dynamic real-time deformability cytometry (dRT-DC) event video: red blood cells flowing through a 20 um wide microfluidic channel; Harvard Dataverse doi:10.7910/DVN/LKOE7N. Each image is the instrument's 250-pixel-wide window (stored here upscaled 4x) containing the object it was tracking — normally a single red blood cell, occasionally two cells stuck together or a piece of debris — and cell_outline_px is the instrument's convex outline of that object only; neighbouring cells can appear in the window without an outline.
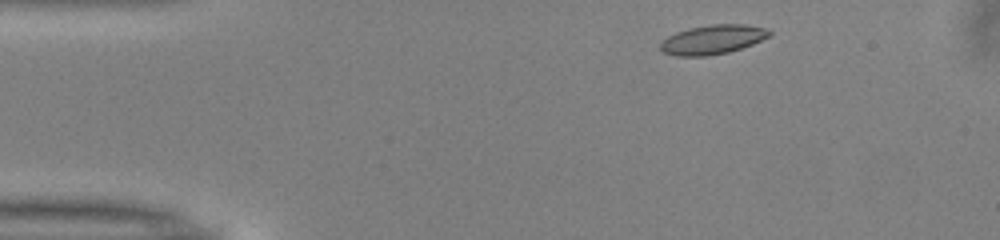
{"species": "common noctule bat (a hibernating species)", "species_latin": "Nyctalus noctula", "temperature_condition": "warm", "stored_images_in_passage": 34, "camera_frame_rate_fps": 3000, "um_per_image_px": 0.085, "animal": {"sex": "male", "body_mass_g": 13.0, "forearm_length_mm": 53.1}, "frame": {"image": 1, "passage_image": 2, "time_ms": 0.333, "image_size_px": [1000, 240], "cell_outline_px": [[772, 36], [752, 44], [728, 52], [708, 56], [676, 56], [660, 52], [660, 40], [676, 32], [688, 28], [712, 24], [744, 24], [768, 28], [772, 32]], "centroid_in_image_um": [60.56, 3.36], "position_along_channel_um": 24.4, "area_um2": 18.9}}
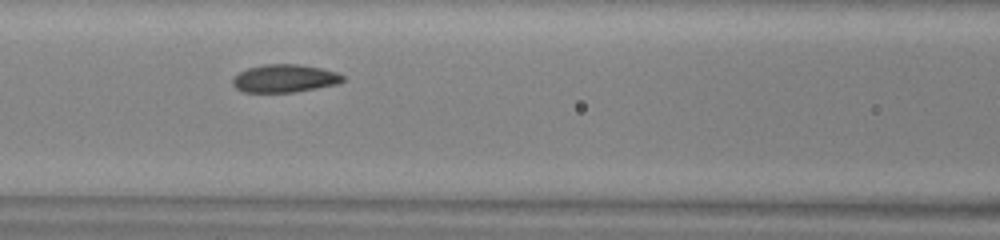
{"frame": {"image": 2, "passage_image": 16, "time_ms": 5.0, "image_size_px": [1000, 240], "cell_outline_px": [[344, 80], [336, 84], [316, 88], [292, 92], [244, 92], [236, 88], [232, 84], [232, 80], [240, 72], [248, 68], [264, 64], [300, 64], [320, 68], [336, 72], [344, 76]], "centroid_in_image_um": [24.18, 6.66], "position_along_channel_um": 142.4, "area_um2": 17.74}}
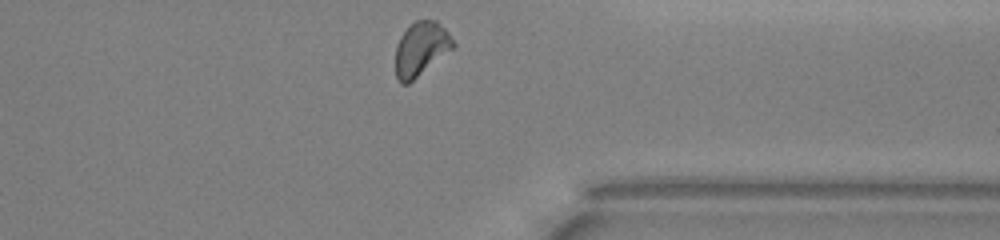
{"frame": {"image": 3, "passage_image": 34, "time_ms": 11.0, "image_size_px": [1000, 240], "cell_outline_px": [[456, 44], [452, 48], [408, 84], [400, 84], [396, 76], [396, 44], [400, 36], [416, 20], [436, 20], [448, 32]], "centroid_in_image_um": [35.76, 4.15], "position_along_channel_um": 375.6, "area_um2": 17.74}, "authors_computed_cell_mechanics": {"area_um2": 18.0047, "velocity_mm_per_s": 3.9986, "shape_relaxation_time_tau1_ms": 8.6314, "shape_relaxation_time_tau2_ms": 1.5959, "deformation_change_tau1": 0.183, "deformation_change_tau2": 0.0753}}